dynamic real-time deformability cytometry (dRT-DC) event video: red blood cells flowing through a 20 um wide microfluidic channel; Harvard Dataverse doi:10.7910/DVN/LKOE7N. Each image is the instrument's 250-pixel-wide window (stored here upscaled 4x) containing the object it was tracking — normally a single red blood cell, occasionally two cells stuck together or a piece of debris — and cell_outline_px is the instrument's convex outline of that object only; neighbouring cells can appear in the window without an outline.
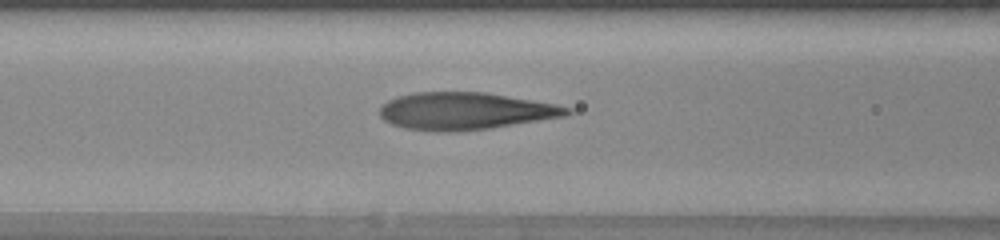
{"species": "human", "species_latin": "Homo sapiens", "temperature_condition": "warm", "stored_images_in_passage": 29, "camera_frame_rate_fps": 3000, "um_per_image_px": 0.085, "donor": {"sex": "female"}, "frame": {"image": 1, "passage_image": 6, "time_ms": 1.667, "image_size_px": [1000, 240], "cell_outline_px": [[572, 112], [564, 116], [488, 128], [456, 132], [436, 132], [404, 128], [392, 124], [384, 120], [380, 116], [380, 108], [388, 100], [400, 96], [416, 92], [484, 92], [556, 104], [572, 108]], "centroid_in_image_um": [39.51, 9.44], "position_along_channel_um": 127.1, "area_um2": 40.34}}
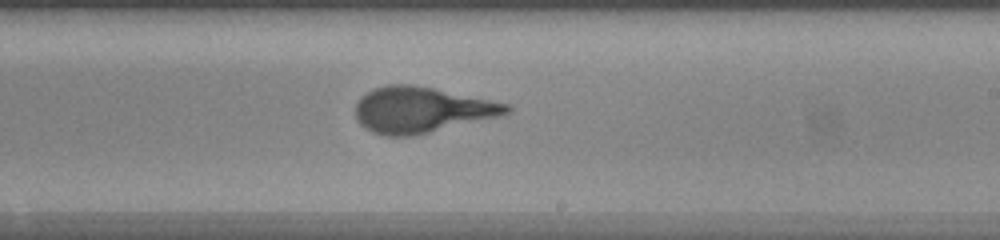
{"frame": {"image": 2, "passage_image": 15, "time_ms": 4.667, "image_size_px": [1000, 240], "cell_outline_px": [[512, 108], [508, 112], [496, 116], [416, 136], [384, 136], [372, 132], [360, 124], [356, 116], [356, 104], [368, 92], [376, 88], [388, 84], [412, 84], [432, 88], [508, 104]], "centroid_in_image_um": [35.78, 9.35], "position_along_channel_um": 253.2, "area_um2": 39.59}}
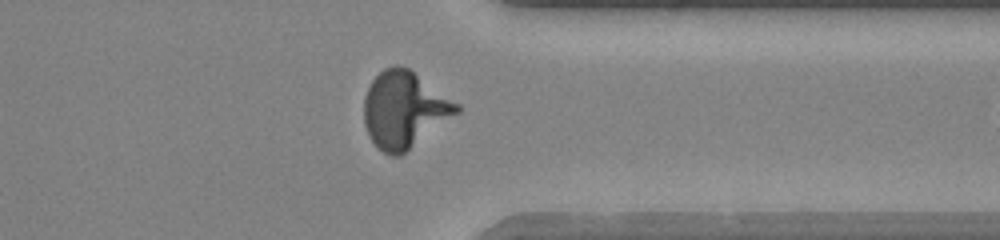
{"frame": {"image": 3, "passage_image": 24, "time_ms": 7.667, "image_size_px": [1000, 240], "cell_outline_px": [[460, 112], [400, 156], [388, 156], [376, 148], [364, 124], [364, 96], [372, 80], [384, 68], [392, 64], [400, 64], [408, 68], [460, 104]], "centroid_in_image_um": [34.35, 9.32], "position_along_channel_um": 377.0, "area_um2": 41.44}, "authors_computed_cell_mechanics": {"area_um2": 39.6508, "velocity_mm_per_s": 4.2161, "shape_relaxation_time_tau1_ms": 5.4335, "shape_relaxation_time_tau2_ms": null, "deformation_change_tau1": 0.3023, "deformation_change_tau2": null}}